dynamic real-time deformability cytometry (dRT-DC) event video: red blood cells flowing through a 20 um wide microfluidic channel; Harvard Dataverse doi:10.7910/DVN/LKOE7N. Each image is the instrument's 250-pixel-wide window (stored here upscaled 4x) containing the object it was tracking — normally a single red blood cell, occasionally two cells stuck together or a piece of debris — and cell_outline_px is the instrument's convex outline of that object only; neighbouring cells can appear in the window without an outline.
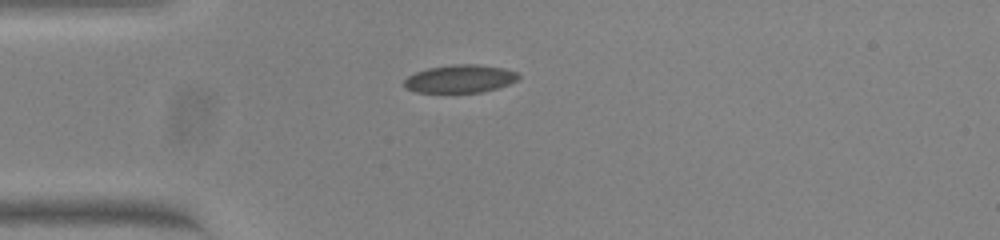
{"species": "common noctule bat (a hibernating species)", "species_latin": "Nyctalus noctula", "temperature_condition": "warm", "stored_images_in_passage": 41, "camera_frame_rate_fps": 3000, "um_per_image_px": 0.085, "animal": {"sex": "female", "body_mass_g": 23.0, "forearm_length_mm": 53.4}, "frame": {"image": 1, "passage_image": 1, "time_ms": 0.0, "image_size_px": [1000, 240], "cell_outline_px": [[520, 76], [516, 80], [508, 84], [496, 88], [480, 92], [416, 92], [404, 88], [404, 80], [408, 76], [416, 72], [428, 68], [452, 64], [476, 64], [504, 68], [516, 72]], "centroid_in_image_um": [39.07, 6.69], "position_along_channel_um": 45.9, "area_um2": 18.5}}
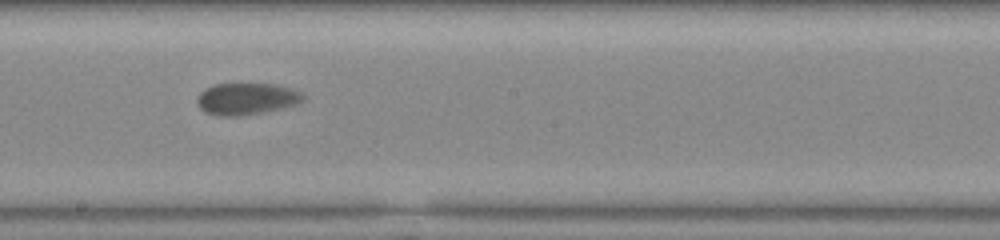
{"frame": {"image": 2, "passage_image": 17, "time_ms": 5.333, "image_size_px": [1000, 240], "cell_outline_px": [[304, 100], [296, 104], [280, 108], [260, 112], [236, 116], [220, 116], [204, 112], [196, 104], [196, 96], [204, 88], [212, 84], [276, 84], [300, 92], [304, 96]], "centroid_in_image_um": [20.87, 8.39], "position_along_channel_um": 227.3, "area_um2": 19.54}}
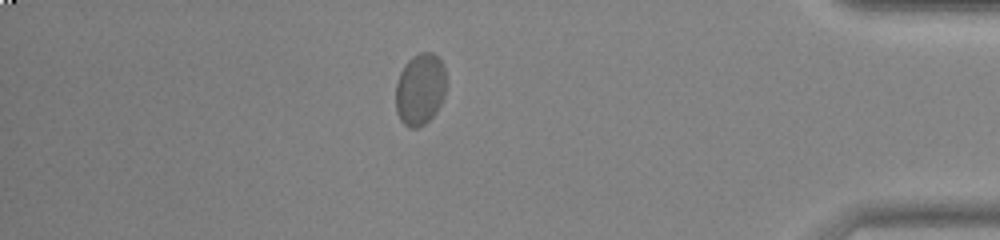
{"frame": {"image": 3, "passage_image": 34, "time_ms": 11.0, "image_size_px": [1000, 240], "cell_outline_px": [[448, 80], [444, 96], [436, 112], [424, 124], [416, 128], [408, 128], [400, 120], [396, 112], [396, 84], [400, 72], [404, 64], [412, 56], [420, 52], [432, 52], [440, 60], [444, 68]], "centroid_in_image_um": [35.71, 7.57], "position_along_channel_um": 399.5, "area_um2": 21.44}}